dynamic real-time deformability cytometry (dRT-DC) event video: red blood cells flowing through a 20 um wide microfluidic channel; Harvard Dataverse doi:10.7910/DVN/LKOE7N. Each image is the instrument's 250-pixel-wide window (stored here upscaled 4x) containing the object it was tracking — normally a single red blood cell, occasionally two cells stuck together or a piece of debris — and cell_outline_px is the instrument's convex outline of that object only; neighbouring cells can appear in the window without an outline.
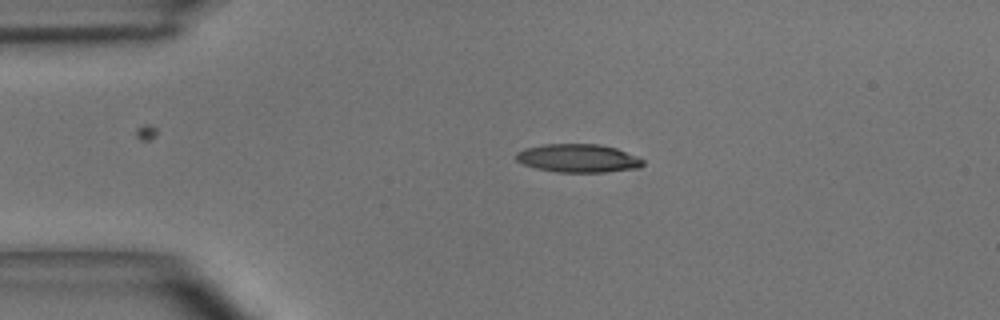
{"species": "common noctule bat (a hibernating species)", "species_latin": "Nyctalus noctula", "temperature_condition": "room temperature", "stored_images_in_passage": 39, "camera_frame_rate_fps": 3000, "um_per_image_px": 0.085, "animal": {"sex": "male", "body_mass_g": 15.6}, "frame": {"image": 1, "passage_image": 1, "time_ms": 0.0, "image_size_px": [1000, 320], "cell_outline_px": [[644, 164], [640, 168], [604, 172], [556, 172], [536, 168], [524, 164], [516, 160], [516, 152], [524, 148], [544, 144], [600, 144], [616, 148], [636, 156], [644, 160]], "centroid_in_image_um": [49.14, 13.45], "position_along_channel_um": 35.9, "area_um2": 20.98}}
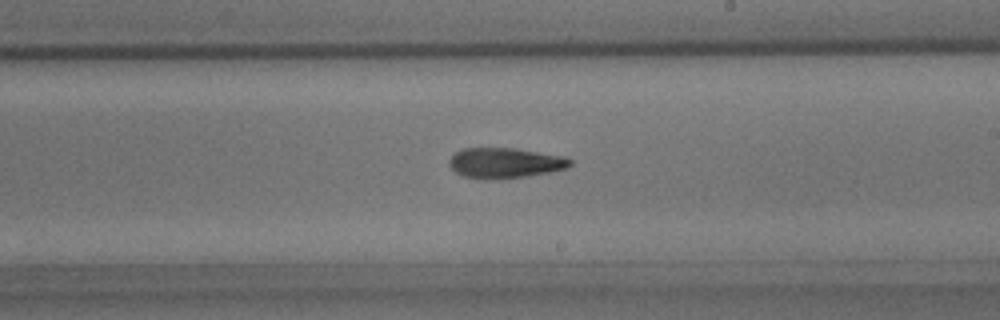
{"frame": {"image": 2, "passage_image": 19, "time_ms": 6.0, "image_size_px": [1000, 320], "cell_outline_px": [[572, 164], [568, 168], [528, 176], [464, 176], [456, 172], [448, 164], [448, 160], [456, 152], [464, 148], [516, 148], [564, 156], [572, 160]], "centroid_in_image_um": [42.98, 13.79], "position_along_channel_um": 246.0, "area_um2": 20.52}}
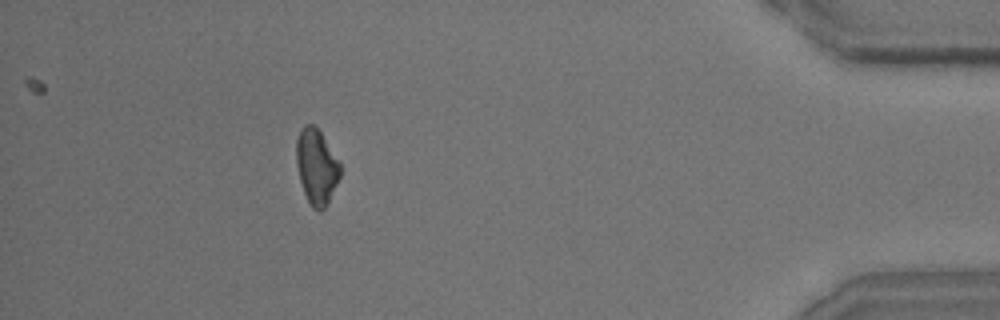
{"frame": {"image": 3, "passage_image": 35, "time_ms": 11.333, "image_size_px": [1000, 320], "cell_outline_px": [[340, 176], [324, 208], [320, 212], [312, 208], [304, 192], [300, 180], [296, 164], [296, 140], [300, 128], [304, 124], [312, 124], [320, 132], [340, 160]], "centroid_in_image_um": [26.89, 14.13], "position_along_channel_um": 408.3, "area_um2": 19.13}, "authors_computed_cell_mechanics": {"area_um2": 20.9236, "velocity_mm_per_s": 4.055, "shape_relaxation_time_tau1_ms": 8.6338, "shape_relaxation_time_tau2_ms": 5.2996, "deformation_change_tau1": 0.2288, "deformation_change_tau2": 0.1671}}